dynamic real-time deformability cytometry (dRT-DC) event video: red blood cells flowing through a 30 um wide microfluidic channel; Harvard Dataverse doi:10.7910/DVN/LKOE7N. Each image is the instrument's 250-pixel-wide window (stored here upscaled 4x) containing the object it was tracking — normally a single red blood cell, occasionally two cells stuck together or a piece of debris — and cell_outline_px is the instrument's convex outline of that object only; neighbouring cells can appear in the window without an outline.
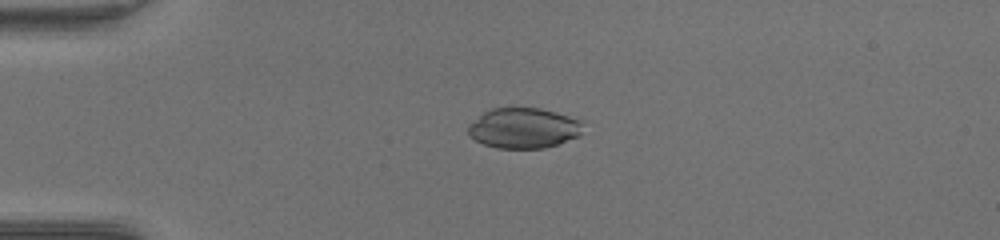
{"species": "common noctule bat (a hibernating species)", "species_latin": "Nyctalus noctula", "temperature_condition": "warm", "stored_images_in_passage": 54, "camera_frame_rate_fps": 3000, "um_per_image_px": 0.085, "animal": {"sex": "female", "body_mass_g": 17.0, "forearm_length_mm": 48.0}, "frame": {"image": 1, "passage_image": 15, "time_ms": 4.667, "image_size_px": [1000, 240], "cell_outline_px": [[572, 136], [552, 144], [536, 148], [504, 148], [488, 144], [480, 140], [476, 124], [492, 112], [500, 108], [528, 108], [548, 112], [572, 120]], "centroid_in_image_um": [44.48, 10.91], "position_along_channel_um": 40.5, "area_um2": 22.37}}
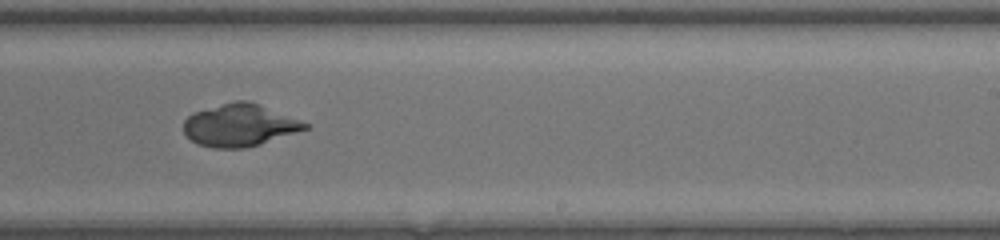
{"frame": {"image": 2, "passage_image": 35, "time_ms": 11.333, "image_size_px": [1000, 240], "cell_outline_px": [[308, 128], [256, 144], [204, 144], [188, 136], [184, 128], [184, 124], [192, 116], [200, 112], [228, 104], [252, 104], [308, 124]], "centroid_in_image_um": [20.41, 10.64], "position_along_channel_um": 268.6, "area_um2": 25.66}}
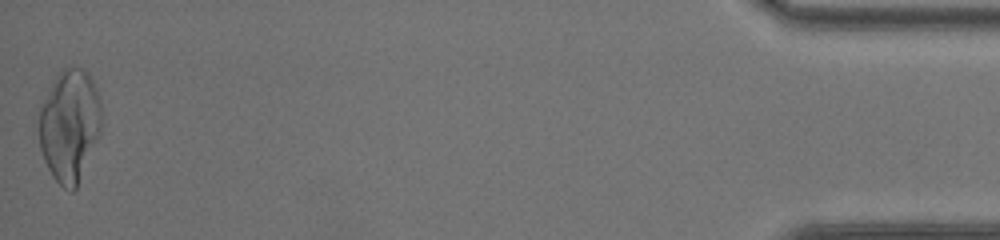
{"frame": {"image": 3, "passage_image": 54, "time_ms": 17.667, "image_size_px": [1000, 240], "cell_outline_px": [[84, 140], [76, 184], [56, 176], [52, 172], [48, 164], [48, 160], [60, 120], [76, 112], [80, 124]], "centroid_in_image_um": [5.71, 12.68], "position_along_channel_um": 429.5, "area_um2": 12.48}}